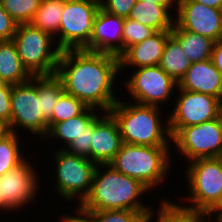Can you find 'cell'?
Returning a JSON list of instances; mask_svg holds the SVG:
<instances>
[{
    "label": "cell",
    "mask_w": 222,
    "mask_h": 222,
    "mask_svg": "<svg viewBox=\"0 0 222 222\" xmlns=\"http://www.w3.org/2000/svg\"><path fill=\"white\" fill-rule=\"evenodd\" d=\"M124 85L133 102L143 105L162 106L174 95L177 82L159 65L135 68ZM175 89V90H174Z\"/></svg>",
    "instance_id": "cell-12"
},
{
    "label": "cell",
    "mask_w": 222,
    "mask_h": 222,
    "mask_svg": "<svg viewBox=\"0 0 222 222\" xmlns=\"http://www.w3.org/2000/svg\"><path fill=\"white\" fill-rule=\"evenodd\" d=\"M148 191L150 192L140 181L120 173L111 165L98 164L91 190L79 205L87 211L132 210L146 217L154 212L140 200Z\"/></svg>",
    "instance_id": "cell-2"
},
{
    "label": "cell",
    "mask_w": 222,
    "mask_h": 222,
    "mask_svg": "<svg viewBox=\"0 0 222 222\" xmlns=\"http://www.w3.org/2000/svg\"><path fill=\"white\" fill-rule=\"evenodd\" d=\"M2 194H1V192H0V210H4L5 211V203L3 202V200H2V196H1Z\"/></svg>",
    "instance_id": "cell-43"
},
{
    "label": "cell",
    "mask_w": 222,
    "mask_h": 222,
    "mask_svg": "<svg viewBox=\"0 0 222 222\" xmlns=\"http://www.w3.org/2000/svg\"><path fill=\"white\" fill-rule=\"evenodd\" d=\"M207 215L216 219L213 222H222V204L215 206Z\"/></svg>",
    "instance_id": "cell-40"
},
{
    "label": "cell",
    "mask_w": 222,
    "mask_h": 222,
    "mask_svg": "<svg viewBox=\"0 0 222 222\" xmlns=\"http://www.w3.org/2000/svg\"><path fill=\"white\" fill-rule=\"evenodd\" d=\"M63 93V84L56 75L37 76V94L40 97L41 113L47 121L52 118L53 109Z\"/></svg>",
    "instance_id": "cell-25"
},
{
    "label": "cell",
    "mask_w": 222,
    "mask_h": 222,
    "mask_svg": "<svg viewBox=\"0 0 222 222\" xmlns=\"http://www.w3.org/2000/svg\"><path fill=\"white\" fill-rule=\"evenodd\" d=\"M173 10L174 23L179 28L208 37L215 42L222 40V9L198 2H177Z\"/></svg>",
    "instance_id": "cell-14"
},
{
    "label": "cell",
    "mask_w": 222,
    "mask_h": 222,
    "mask_svg": "<svg viewBox=\"0 0 222 222\" xmlns=\"http://www.w3.org/2000/svg\"><path fill=\"white\" fill-rule=\"evenodd\" d=\"M154 213L156 216H154ZM151 212L144 218V222H151L154 217H156V221L152 222H175V202L169 201V199L161 200L160 206L157 209V212Z\"/></svg>",
    "instance_id": "cell-33"
},
{
    "label": "cell",
    "mask_w": 222,
    "mask_h": 222,
    "mask_svg": "<svg viewBox=\"0 0 222 222\" xmlns=\"http://www.w3.org/2000/svg\"><path fill=\"white\" fill-rule=\"evenodd\" d=\"M138 0H100V8L106 12L128 18L131 9Z\"/></svg>",
    "instance_id": "cell-32"
},
{
    "label": "cell",
    "mask_w": 222,
    "mask_h": 222,
    "mask_svg": "<svg viewBox=\"0 0 222 222\" xmlns=\"http://www.w3.org/2000/svg\"><path fill=\"white\" fill-rule=\"evenodd\" d=\"M171 147L132 145L122 143L119 152L109 163L115 170L144 184L149 190L168 178ZM170 150V151H169Z\"/></svg>",
    "instance_id": "cell-4"
},
{
    "label": "cell",
    "mask_w": 222,
    "mask_h": 222,
    "mask_svg": "<svg viewBox=\"0 0 222 222\" xmlns=\"http://www.w3.org/2000/svg\"><path fill=\"white\" fill-rule=\"evenodd\" d=\"M12 85L0 82V122L6 127L11 122Z\"/></svg>",
    "instance_id": "cell-34"
},
{
    "label": "cell",
    "mask_w": 222,
    "mask_h": 222,
    "mask_svg": "<svg viewBox=\"0 0 222 222\" xmlns=\"http://www.w3.org/2000/svg\"><path fill=\"white\" fill-rule=\"evenodd\" d=\"M206 213L191 210L175 202V222H204Z\"/></svg>",
    "instance_id": "cell-36"
},
{
    "label": "cell",
    "mask_w": 222,
    "mask_h": 222,
    "mask_svg": "<svg viewBox=\"0 0 222 222\" xmlns=\"http://www.w3.org/2000/svg\"><path fill=\"white\" fill-rule=\"evenodd\" d=\"M78 206V207H77ZM74 210L77 215H61L60 222H94L93 214L90 211L84 210L80 205L77 204Z\"/></svg>",
    "instance_id": "cell-37"
},
{
    "label": "cell",
    "mask_w": 222,
    "mask_h": 222,
    "mask_svg": "<svg viewBox=\"0 0 222 222\" xmlns=\"http://www.w3.org/2000/svg\"><path fill=\"white\" fill-rule=\"evenodd\" d=\"M127 101L124 102L120 98L109 110L118 124L122 142L132 145L170 147L168 119L165 120V125L162 124L161 107Z\"/></svg>",
    "instance_id": "cell-3"
},
{
    "label": "cell",
    "mask_w": 222,
    "mask_h": 222,
    "mask_svg": "<svg viewBox=\"0 0 222 222\" xmlns=\"http://www.w3.org/2000/svg\"><path fill=\"white\" fill-rule=\"evenodd\" d=\"M93 121L90 160L98 164H109L119 152L122 139L118 124L109 112H102Z\"/></svg>",
    "instance_id": "cell-16"
},
{
    "label": "cell",
    "mask_w": 222,
    "mask_h": 222,
    "mask_svg": "<svg viewBox=\"0 0 222 222\" xmlns=\"http://www.w3.org/2000/svg\"><path fill=\"white\" fill-rule=\"evenodd\" d=\"M171 31H156L142 42L128 47L119 56L120 71L126 67H148L159 65L164 46ZM123 68V69H122Z\"/></svg>",
    "instance_id": "cell-18"
},
{
    "label": "cell",
    "mask_w": 222,
    "mask_h": 222,
    "mask_svg": "<svg viewBox=\"0 0 222 222\" xmlns=\"http://www.w3.org/2000/svg\"><path fill=\"white\" fill-rule=\"evenodd\" d=\"M55 40L30 23L18 24L12 38L22 64L32 76L55 75L62 51L53 44Z\"/></svg>",
    "instance_id": "cell-6"
},
{
    "label": "cell",
    "mask_w": 222,
    "mask_h": 222,
    "mask_svg": "<svg viewBox=\"0 0 222 222\" xmlns=\"http://www.w3.org/2000/svg\"><path fill=\"white\" fill-rule=\"evenodd\" d=\"M176 3L146 2L138 0L131 9L128 18L146 25L155 31H171L174 16L171 15Z\"/></svg>",
    "instance_id": "cell-19"
},
{
    "label": "cell",
    "mask_w": 222,
    "mask_h": 222,
    "mask_svg": "<svg viewBox=\"0 0 222 222\" xmlns=\"http://www.w3.org/2000/svg\"><path fill=\"white\" fill-rule=\"evenodd\" d=\"M18 24L3 9L0 3V41L12 40Z\"/></svg>",
    "instance_id": "cell-35"
},
{
    "label": "cell",
    "mask_w": 222,
    "mask_h": 222,
    "mask_svg": "<svg viewBox=\"0 0 222 222\" xmlns=\"http://www.w3.org/2000/svg\"><path fill=\"white\" fill-rule=\"evenodd\" d=\"M146 2H166V3H177L178 0H140Z\"/></svg>",
    "instance_id": "cell-41"
},
{
    "label": "cell",
    "mask_w": 222,
    "mask_h": 222,
    "mask_svg": "<svg viewBox=\"0 0 222 222\" xmlns=\"http://www.w3.org/2000/svg\"><path fill=\"white\" fill-rule=\"evenodd\" d=\"M172 148L187 161L222 157V115L219 118L181 128L171 138Z\"/></svg>",
    "instance_id": "cell-10"
},
{
    "label": "cell",
    "mask_w": 222,
    "mask_h": 222,
    "mask_svg": "<svg viewBox=\"0 0 222 222\" xmlns=\"http://www.w3.org/2000/svg\"><path fill=\"white\" fill-rule=\"evenodd\" d=\"M37 135L42 140L48 133V121L42 116L40 97L37 94V76L21 84L12 85L11 122L7 131L18 133L16 129Z\"/></svg>",
    "instance_id": "cell-9"
},
{
    "label": "cell",
    "mask_w": 222,
    "mask_h": 222,
    "mask_svg": "<svg viewBox=\"0 0 222 222\" xmlns=\"http://www.w3.org/2000/svg\"><path fill=\"white\" fill-rule=\"evenodd\" d=\"M100 0H64L56 46L63 50L83 49L93 33Z\"/></svg>",
    "instance_id": "cell-8"
},
{
    "label": "cell",
    "mask_w": 222,
    "mask_h": 222,
    "mask_svg": "<svg viewBox=\"0 0 222 222\" xmlns=\"http://www.w3.org/2000/svg\"><path fill=\"white\" fill-rule=\"evenodd\" d=\"M210 219H211V218L207 216V217L205 218L204 222H207V221L210 222ZM211 222H213V221L211 220Z\"/></svg>",
    "instance_id": "cell-44"
},
{
    "label": "cell",
    "mask_w": 222,
    "mask_h": 222,
    "mask_svg": "<svg viewBox=\"0 0 222 222\" xmlns=\"http://www.w3.org/2000/svg\"><path fill=\"white\" fill-rule=\"evenodd\" d=\"M177 88L212 95L222 101V74L211 59L191 63Z\"/></svg>",
    "instance_id": "cell-17"
},
{
    "label": "cell",
    "mask_w": 222,
    "mask_h": 222,
    "mask_svg": "<svg viewBox=\"0 0 222 222\" xmlns=\"http://www.w3.org/2000/svg\"><path fill=\"white\" fill-rule=\"evenodd\" d=\"M95 108L87 107L80 115L70 118L66 121L55 123L47 133L46 138L60 139L63 146L59 149H66L74 140L81 136L85 129L100 115L101 111ZM99 112V114H98ZM66 143V144H65ZM64 144L66 146H64Z\"/></svg>",
    "instance_id": "cell-20"
},
{
    "label": "cell",
    "mask_w": 222,
    "mask_h": 222,
    "mask_svg": "<svg viewBox=\"0 0 222 222\" xmlns=\"http://www.w3.org/2000/svg\"><path fill=\"white\" fill-rule=\"evenodd\" d=\"M94 222H144V216L132 210L90 211Z\"/></svg>",
    "instance_id": "cell-30"
},
{
    "label": "cell",
    "mask_w": 222,
    "mask_h": 222,
    "mask_svg": "<svg viewBox=\"0 0 222 222\" xmlns=\"http://www.w3.org/2000/svg\"><path fill=\"white\" fill-rule=\"evenodd\" d=\"M19 138L18 134L10 131H6L0 136V176L27 159L20 149L22 143Z\"/></svg>",
    "instance_id": "cell-26"
},
{
    "label": "cell",
    "mask_w": 222,
    "mask_h": 222,
    "mask_svg": "<svg viewBox=\"0 0 222 222\" xmlns=\"http://www.w3.org/2000/svg\"><path fill=\"white\" fill-rule=\"evenodd\" d=\"M171 35L180 43L191 63L211 59L215 41L200 34L183 30L175 23Z\"/></svg>",
    "instance_id": "cell-22"
},
{
    "label": "cell",
    "mask_w": 222,
    "mask_h": 222,
    "mask_svg": "<svg viewBox=\"0 0 222 222\" xmlns=\"http://www.w3.org/2000/svg\"><path fill=\"white\" fill-rule=\"evenodd\" d=\"M178 2H198L208 7L222 9V0H178Z\"/></svg>",
    "instance_id": "cell-39"
},
{
    "label": "cell",
    "mask_w": 222,
    "mask_h": 222,
    "mask_svg": "<svg viewBox=\"0 0 222 222\" xmlns=\"http://www.w3.org/2000/svg\"><path fill=\"white\" fill-rule=\"evenodd\" d=\"M7 131L6 126L0 122V136Z\"/></svg>",
    "instance_id": "cell-42"
},
{
    "label": "cell",
    "mask_w": 222,
    "mask_h": 222,
    "mask_svg": "<svg viewBox=\"0 0 222 222\" xmlns=\"http://www.w3.org/2000/svg\"><path fill=\"white\" fill-rule=\"evenodd\" d=\"M0 3L17 24H27L32 21L41 0H0Z\"/></svg>",
    "instance_id": "cell-28"
},
{
    "label": "cell",
    "mask_w": 222,
    "mask_h": 222,
    "mask_svg": "<svg viewBox=\"0 0 222 222\" xmlns=\"http://www.w3.org/2000/svg\"><path fill=\"white\" fill-rule=\"evenodd\" d=\"M118 73L119 57L115 55L68 49L61 51L55 75L64 92L102 113L109 112L119 100L114 93Z\"/></svg>",
    "instance_id": "cell-1"
},
{
    "label": "cell",
    "mask_w": 222,
    "mask_h": 222,
    "mask_svg": "<svg viewBox=\"0 0 222 222\" xmlns=\"http://www.w3.org/2000/svg\"><path fill=\"white\" fill-rule=\"evenodd\" d=\"M64 10V0H41L40 7L36 11L30 24L41 31L57 38Z\"/></svg>",
    "instance_id": "cell-24"
},
{
    "label": "cell",
    "mask_w": 222,
    "mask_h": 222,
    "mask_svg": "<svg viewBox=\"0 0 222 222\" xmlns=\"http://www.w3.org/2000/svg\"><path fill=\"white\" fill-rule=\"evenodd\" d=\"M156 31L129 18H125L123 25V52L130 46L142 42Z\"/></svg>",
    "instance_id": "cell-29"
},
{
    "label": "cell",
    "mask_w": 222,
    "mask_h": 222,
    "mask_svg": "<svg viewBox=\"0 0 222 222\" xmlns=\"http://www.w3.org/2000/svg\"><path fill=\"white\" fill-rule=\"evenodd\" d=\"M32 77L22 64L15 43L12 40L0 41V82L16 85Z\"/></svg>",
    "instance_id": "cell-21"
},
{
    "label": "cell",
    "mask_w": 222,
    "mask_h": 222,
    "mask_svg": "<svg viewBox=\"0 0 222 222\" xmlns=\"http://www.w3.org/2000/svg\"><path fill=\"white\" fill-rule=\"evenodd\" d=\"M93 136V122L85 129V132L74 140L66 150L75 155L87 157L90 160L91 139Z\"/></svg>",
    "instance_id": "cell-31"
},
{
    "label": "cell",
    "mask_w": 222,
    "mask_h": 222,
    "mask_svg": "<svg viewBox=\"0 0 222 222\" xmlns=\"http://www.w3.org/2000/svg\"><path fill=\"white\" fill-rule=\"evenodd\" d=\"M58 149V150H57ZM55 149L52 159H55L56 193L63 200L72 201L78 197V205L89 194L93 175L97 164L87 157L75 155L66 149Z\"/></svg>",
    "instance_id": "cell-7"
},
{
    "label": "cell",
    "mask_w": 222,
    "mask_h": 222,
    "mask_svg": "<svg viewBox=\"0 0 222 222\" xmlns=\"http://www.w3.org/2000/svg\"><path fill=\"white\" fill-rule=\"evenodd\" d=\"M211 60L215 67L222 74V40H218L214 43L213 50L211 53Z\"/></svg>",
    "instance_id": "cell-38"
},
{
    "label": "cell",
    "mask_w": 222,
    "mask_h": 222,
    "mask_svg": "<svg viewBox=\"0 0 222 222\" xmlns=\"http://www.w3.org/2000/svg\"><path fill=\"white\" fill-rule=\"evenodd\" d=\"M86 108L87 106L82 101L64 92L53 109L52 118L48 121V130L55 123L80 115Z\"/></svg>",
    "instance_id": "cell-27"
},
{
    "label": "cell",
    "mask_w": 222,
    "mask_h": 222,
    "mask_svg": "<svg viewBox=\"0 0 222 222\" xmlns=\"http://www.w3.org/2000/svg\"><path fill=\"white\" fill-rule=\"evenodd\" d=\"M124 20L125 18L110 14L99 8L94 20L90 42L83 49L119 57L123 53Z\"/></svg>",
    "instance_id": "cell-15"
},
{
    "label": "cell",
    "mask_w": 222,
    "mask_h": 222,
    "mask_svg": "<svg viewBox=\"0 0 222 222\" xmlns=\"http://www.w3.org/2000/svg\"><path fill=\"white\" fill-rule=\"evenodd\" d=\"M177 89L179 96H175V107L167 118L171 138L183 127L199 125L222 115L220 99L212 95Z\"/></svg>",
    "instance_id": "cell-11"
},
{
    "label": "cell",
    "mask_w": 222,
    "mask_h": 222,
    "mask_svg": "<svg viewBox=\"0 0 222 222\" xmlns=\"http://www.w3.org/2000/svg\"><path fill=\"white\" fill-rule=\"evenodd\" d=\"M159 66L177 83L191 66L180 43L172 35L167 38Z\"/></svg>",
    "instance_id": "cell-23"
},
{
    "label": "cell",
    "mask_w": 222,
    "mask_h": 222,
    "mask_svg": "<svg viewBox=\"0 0 222 222\" xmlns=\"http://www.w3.org/2000/svg\"><path fill=\"white\" fill-rule=\"evenodd\" d=\"M187 163L185 174L190 194L182 199L192 204L182 206L208 214L222 204V157L200 158Z\"/></svg>",
    "instance_id": "cell-5"
},
{
    "label": "cell",
    "mask_w": 222,
    "mask_h": 222,
    "mask_svg": "<svg viewBox=\"0 0 222 222\" xmlns=\"http://www.w3.org/2000/svg\"><path fill=\"white\" fill-rule=\"evenodd\" d=\"M32 163L25 159L15 168L0 176V192L5 211H13L30 205L38 194L40 179ZM39 183V184H38Z\"/></svg>",
    "instance_id": "cell-13"
}]
</instances>
